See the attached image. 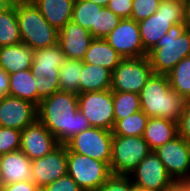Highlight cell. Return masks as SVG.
<instances>
[{"label":"cell","instance_id":"3957f363","mask_svg":"<svg viewBox=\"0 0 190 191\" xmlns=\"http://www.w3.org/2000/svg\"><path fill=\"white\" fill-rule=\"evenodd\" d=\"M188 56H190V30L185 23L172 25L147 54L154 74H168Z\"/></svg>","mask_w":190,"mask_h":191},{"label":"cell","instance_id":"f1b7e54d","mask_svg":"<svg viewBox=\"0 0 190 191\" xmlns=\"http://www.w3.org/2000/svg\"><path fill=\"white\" fill-rule=\"evenodd\" d=\"M102 8L88 0H75L71 21L87 29L92 35V27H96L97 11Z\"/></svg>","mask_w":190,"mask_h":191},{"label":"cell","instance_id":"7bdbcfd3","mask_svg":"<svg viewBox=\"0 0 190 191\" xmlns=\"http://www.w3.org/2000/svg\"><path fill=\"white\" fill-rule=\"evenodd\" d=\"M13 4L12 0H0V13L8 10Z\"/></svg>","mask_w":190,"mask_h":191},{"label":"cell","instance_id":"7dc6e473","mask_svg":"<svg viewBox=\"0 0 190 191\" xmlns=\"http://www.w3.org/2000/svg\"><path fill=\"white\" fill-rule=\"evenodd\" d=\"M33 0H17V2H31Z\"/></svg>","mask_w":190,"mask_h":191},{"label":"cell","instance_id":"cb8c5ba5","mask_svg":"<svg viewBox=\"0 0 190 191\" xmlns=\"http://www.w3.org/2000/svg\"><path fill=\"white\" fill-rule=\"evenodd\" d=\"M124 58L103 38H94L86 51L83 63L100 65L113 71Z\"/></svg>","mask_w":190,"mask_h":191},{"label":"cell","instance_id":"5b68a950","mask_svg":"<svg viewBox=\"0 0 190 191\" xmlns=\"http://www.w3.org/2000/svg\"><path fill=\"white\" fill-rule=\"evenodd\" d=\"M185 3L181 0H161L157 12L138 22L144 50L151 51L172 25L184 23Z\"/></svg>","mask_w":190,"mask_h":191},{"label":"cell","instance_id":"e0dca14e","mask_svg":"<svg viewBox=\"0 0 190 191\" xmlns=\"http://www.w3.org/2000/svg\"><path fill=\"white\" fill-rule=\"evenodd\" d=\"M93 36L80 25L70 21L59 30L58 44L67 59L83 60Z\"/></svg>","mask_w":190,"mask_h":191},{"label":"cell","instance_id":"8d00e7d4","mask_svg":"<svg viewBox=\"0 0 190 191\" xmlns=\"http://www.w3.org/2000/svg\"><path fill=\"white\" fill-rule=\"evenodd\" d=\"M178 135L190 144V99L185 101L183 112L177 122Z\"/></svg>","mask_w":190,"mask_h":191},{"label":"cell","instance_id":"ab89813d","mask_svg":"<svg viewBox=\"0 0 190 191\" xmlns=\"http://www.w3.org/2000/svg\"><path fill=\"white\" fill-rule=\"evenodd\" d=\"M0 191H41L35 183L30 181H19L13 184L0 185Z\"/></svg>","mask_w":190,"mask_h":191},{"label":"cell","instance_id":"4fadbf2b","mask_svg":"<svg viewBox=\"0 0 190 191\" xmlns=\"http://www.w3.org/2000/svg\"><path fill=\"white\" fill-rule=\"evenodd\" d=\"M123 58L147 56L141 40L138 22L121 19L118 25L104 38Z\"/></svg>","mask_w":190,"mask_h":191},{"label":"cell","instance_id":"ee69618b","mask_svg":"<svg viewBox=\"0 0 190 191\" xmlns=\"http://www.w3.org/2000/svg\"><path fill=\"white\" fill-rule=\"evenodd\" d=\"M170 191H190V185H177Z\"/></svg>","mask_w":190,"mask_h":191},{"label":"cell","instance_id":"d6a6232c","mask_svg":"<svg viewBox=\"0 0 190 191\" xmlns=\"http://www.w3.org/2000/svg\"><path fill=\"white\" fill-rule=\"evenodd\" d=\"M21 131L0 126V155L20 149Z\"/></svg>","mask_w":190,"mask_h":191},{"label":"cell","instance_id":"4316f807","mask_svg":"<svg viewBox=\"0 0 190 191\" xmlns=\"http://www.w3.org/2000/svg\"><path fill=\"white\" fill-rule=\"evenodd\" d=\"M21 43L19 24L16 16V3L0 13V47Z\"/></svg>","mask_w":190,"mask_h":191},{"label":"cell","instance_id":"bcb514c9","mask_svg":"<svg viewBox=\"0 0 190 191\" xmlns=\"http://www.w3.org/2000/svg\"><path fill=\"white\" fill-rule=\"evenodd\" d=\"M130 191H149V190H146V189L137 187L135 185H132L131 188H130Z\"/></svg>","mask_w":190,"mask_h":191},{"label":"cell","instance_id":"e575fe53","mask_svg":"<svg viewBox=\"0 0 190 191\" xmlns=\"http://www.w3.org/2000/svg\"><path fill=\"white\" fill-rule=\"evenodd\" d=\"M132 185L129 175L112 174L97 191H130Z\"/></svg>","mask_w":190,"mask_h":191},{"label":"cell","instance_id":"9c48e42d","mask_svg":"<svg viewBox=\"0 0 190 191\" xmlns=\"http://www.w3.org/2000/svg\"><path fill=\"white\" fill-rule=\"evenodd\" d=\"M113 133L98 127L74 135L65 145L70 152L86 155L110 165Z\"/></svg>","mask_w":190,"mask_h":191},{"label":"cell","instance_id":"484cf974","mask_svg":"<svg viewBox=\"0 0 190 191\" xmlns=\"http://www.w3.org/2000/svg\"><path fill=\"white\" fill-rule=\"evenodd\" d=\"M82 66V60H65V62L59 68V88L61 91H69L80 94Z\"/></svg>","mask_w":190,"mask_h":191},{"label":"cell","instance_id":"7c38bea8","mask_svg":"<svg viewBox=\"0 0 190 191\" xmlns=\"http://www.w3.org/2000/svg\"><path fill=\"white\" fill-rule=\"evenodd\" d=\"M129 176L133 185L149 191H170L178 185L154 151L143 158Z\"/></svg>","mask_w":190,"mask_h":191},{"label":"cell","instance_id":"836d02e7","mask_svg":"<svg viewBox=\"0 0 190 191\" xmlns=\"http://www.w3.org/2000/svg\"><path fill=\"white\" fill-rule=\"evenodd\" d=\"M161 0H133L130 19L140 22L157 12Z\"/></svg>","mask_w":190,"mask_h":191},{"label":"cell","instance_id":"74e56055","mask_svg":"<svg viewBox=\"0 0 190 191\" xmlns=\"http://www.w3.org/2000/svg\"><path fill=\"white\" fill-rule=\"evenodd\" d=\"M37 93L41 99L51 96L60 90L59 79H49V77L37 78Z\"/></svg>","mask_w":190,"mask_h":191},{"label":"cell","instance_id":"52a82bcc","mask_svg":"<svg viewBox=\"0 0 190 191\" xmlns=\"http://www.w3.org/2000/svg\"><path fill=\"white\" fill-rule=\"evenodd\" d=\"M67 174L83 191H97L112 175L106 162L67 149Z\"/></svg>","mask_w":190,"mask_h":191},{"label":"cell","instance_id":"7a4b0ae2","mask_svg":"<svg viewBox=\"0 0 190 191\" xmlns=\"http://www.w3.org/2000/svg\"><path fill=\"white\" fill-rule=\"evenodd\" d=\"M141 110L149 117L178 122L185 99L171 89L167 74H152L139 93Z\"/></svg>","mask_w":190,"mask_h":191},{"label":"cell","instance_id":"d4e9b609","mask_svg":"<svg viewBox=\"0 0 190 191\" xmlns=\"http://www.w3.org/2000/svg\"><path fill=\"white\" fill-rule=\"evenodd\" d=\"M112 71L100 65L83 63L80 80V93L111 89Z\"/></svg>","mask_w":190,"mask_h":191},{"label":"cell","instance_id":"b9f144b4","mask_svg":"<svg viewBox=\"0 0 190 191\" xmlns=\"http://www.w3.org/2000/svg\"><path fill=\"white\" fill-rule=\"evenodd\" d=\"M185 21L187 29L190 30V0H186L185 2Z\"/></svg>","mask_w":190,"mask_h":191},{"label":"cell","instance_id":"4dcf8cb0","mask_svg":"<svg viewBox=\"0 0 190 191\" xmlns=\"http://www.w3.org/2000/svg\"><path fill=\"white\" fill-rule=\"evenodd\" d=\"M148 119L142 110L120 119L113 127V136H142Z\"/></svg>","mask_w":190,"mask_h":191},{"label":"cell","instance_id":"f35d334b","mask_svg":"<svg viewBox=\"0 0 190 191\" xmlns=\"http://www.w3.org/2000/svg\"><path fill=\"white\" fill-rule=\"evenodd\" d=\"M106 7L121 19H129L133 8V0H110Z\"/></svg>","mask_w":190,"mask_h":191},{"label":"cell","instance_id":"f546056e","mask_svg":"<svg viewBox=\"0 0 190 191\" xmlns=\"http://www.w3.org/2000/svg\"><path fill=\"white\" fill-rule=\"evenodd\" d=\"M141 110L137 93L113 91V111L115 123Z\"/></svg>","mask_w":190,"mask_h":191},{"label":"cell","instance_id":"5bb4252c","mask_svg":"<svg viewBox=\"0 0 190 191\" xmlns=\"http://www.w3.org/2000/svg\"><path fill=\"white\" fill-rule=\"evenodd\" d=\"M67 175V147L60 144L44 157L32 160V181L43 189L46 185Z\"/></svg>","mask_w":190,"mask_h":191},{"label":"cell","instance_id":"ffe728a7","mask_svg":"<svg viewBox=\"0 0 190 191\" xmlns=\"http://www.w3.org/2000/svg\"><path fill=\"white\" fill-rule=\"evenodd\" d=\"M34 51L24 43L0 47V68L7 74L28 70L32 66Z\"/></svg>","mask_w":190,"mask_h":191},{"label":"cell","instance_id":"2e32d148","mask_svg":"<svg viewBox=\"0 0 190 191\" xmlns=\"http://www.w3.org/2000/svg\"><path fill=\"white\" fill-rule=\"evenodd\" d=\"M59 145L57 138L38 120L21 130L19 150L31 160L46 156Z\"/></svg>","mask_w":190,"mask_h":191},{"label":"cell","instance_id":"277c9868","mask_svg":"<svg viewBox=\"0 0 190 191\" xmlns=\"http://www.w3.org/2000/svg\"><path fill=\"white\" fill-rule=\"evenodd\" d=\"M16 16L21 43L29 46L33 51L58 43L59 31L49 24L33 1L17 2Z\"/></svg>","mask_w":190,"mask_h":191},{"label":"cell","instance_id":"83f0119b","mask_svg":"<svg viewBox=\"0 0 190 191\" xmlns=\"http://www.w3.org/2000/svg\"><path fill=\"white\" fill-rule=\"evenodd\" d=\"M171 89L190 99V56L183 58L168 74Z\"/></svg>","mask_w":190,"mask_h":191},{"label":"cell","instance_id":"8fae6325","mask_svg":"<svg viewBox=\"0 0 190 191\" xmlns=\"http://www.w3.org/2000/svg\"><path fill=\"white\" fill-rule=\"evenodd\" d=\"M78 110L88 119L91 127L113 130V91L102 90L78 94Z\"/></svg>","mask_w":190,"mask_h":191},{"label":"cell","instance_id":"ac0fdd59","mask_svg":"<svg viewBox=\"0 0 190 191\" xmlns=\"http://www.w3.org/2000/svg\"><path fill=\"white\" fill-rule=\"evenodd\" d=\"M0 165V185L32 179V160L20 150L0 155Z\"/></svg>","mask_w":190,"mask_h":191},{"label":"cell","instance_id":"60d3db41","mask_svg":"<svg viewBox=\"0 0 190 191\" xmlns=\"http://www.w3.org/2000/svg\"><path fill=\"white\" fill-rule=\"evenodd\" d=\"M9 90V75L0 68V98L8 95Z\"/></svg>","mask_w":190,"mask_h":191},{"label":"cell","instance_id":"9a60e30c","mask_svg":"<svg viewBox=\"0 0 190 191\" xmlns=\"http://www.w3.org/2000/svg\"><path fill=\"white\" fill-rule=\"evenodd\" d=\"M37 120V106L17 97L0 98V126L23 130Z\"/></svg>","mask_w":190,"mask_h":191},{"label":"cell","instance_id":"d590c367","mask_svg":"<svg viewBox=\"0 0 190 191\" xmlns=\"http://www.w3.org/2000/svg\"><path fill=\"white\" fill-rule=\"evenodd\" d=\"M41 191H83L68 174L46 185Z\"/></svg>","mask_w":190,"mask_h":191},{"label":"cell","instance_id":"30bf717a","mask_svg":"<svg viewBox=\"0 0 190 191\" xmlns=\"http://www.w3.org/2000/svg\"><path fill=\"white\" fill-rule=\"evenodd\" d=\"M178 185H190V144L177 135L154 150Z\"/></svg>","mask_w":190,"mask_h":191},{"label":"cell","instance_id":"1f68e13d","mask_svg":"<svg viewBox=\"0 0 190 191\" xmlns=\"http://www.w3.org/2000/svg\"><path fill=\"white\" fill-rule=\"evenodd\" d=\"M121 18L107 7L97 11L96 27H92L93 38H105L120 22Z\"/></svg>","mask_w":190,"mask_h":191},{"label":"cell","instance_id":"6da1fadb","mask_svg":"<svg viewBox=\"0 0 190 191\" xmlns=\"http://www.w3.org/2000/svg\"><path fill=\"white\" fill-rule=\"evenodd\" d=\"M37 120L60 144L91 127L88 119L78 110V94L69 91L59 90L42 99L37 106Z\"/></svg>","mask_w":190,"mask_h":191},{"label":"cell","instance_id":"7402d4cb","mask_svg":"<svg viewBox=\"0 0 190 191\" xmlns=\"http://www.w3.org/2000/svg\"><path fill=\"white\" fill-rule=\"evenodd\" d=\"M75 0H33L43 17L58 31L71 21Z\"/></svg>","mask_w":190,"mask_h":191},{"label":"cell","instance_id":"44dd1931","mask_svg":"<svg viewBox=\"0 0 190 191\" xmlns=\"http://www.w3.org/2000/svg\"><path fill=\"white\" fill-rule=\"evenodd\" d=\"M178 135L177 122L164 118H149L142 137L151 151L167 143Z\"/></svg>","mask_w":190,"mask_h":191},{"label":"cell","instance_id":"603a6c76","mask_svg":"<svg viewBox=\"0 0 190 191\" xmlns=\"http://www.w3.org/2000/svg\"><path fill=\"white\" fill-rule=\"evenodd\" d=\"M8 75V95L30 101L34 105L38 106L42 99L38 96L37 78L34 76L31 69L18 71Z\"/></svg>","mask_w":190,"mask_h":191},{"label":"cell","instance_id":"d6986e66","mask_svg":"<svg viewBox=\"0 0 190 191\" xmlns=\"http://www.w3.org/2000/svg\"><path fill=\"white\" fill-rule=\"evenodd\" d=\"M66 59V55L57 43L47 48L35 50L30 69L36 78L59 79V68Z\"/></svg>","mask_w":190,"mask_h":191},{"label":"cell","instance_id":"f6af8a7d","mask_svg":"<svg viewBox=\"0 0 190 191\" xmlns=\"http://www.w3.org/2000/svg\"><path fill=\"white\" fill-rule=\"evenodd\" d=\"M88 1L94 2L95 4L99 6L106 7L110 0H88Z\"/></svg>","mask_w":190,"mask_h":191},{"label":"cell","instance_id":"8992f818","mask_svg":"<svg viewBox=\"0 0 190 191\" xmlns=\"http://www.w3.org/2000/svg\"><path fill=\"white\" fill-rule=\"evenodd\" d=\"M151 150L142 136H113L110 171L114 175H129Z\"/></svg>","mask_w":190,"mask_h":191},{"label":"cell","instance_id":"ba28073f","mask_svg":"<svg viewBox=\"0 0 190 191\" xmlns=\"http://www.w3.org/2000/svg\"><path fill=\"white\" fill-rule=\"evenodd\" d=\"M152 74L147 56L124 58L112 71L111 90L139 94Z\"/></svg>","mask_w":190,"mask_h":191}]
</instances>
